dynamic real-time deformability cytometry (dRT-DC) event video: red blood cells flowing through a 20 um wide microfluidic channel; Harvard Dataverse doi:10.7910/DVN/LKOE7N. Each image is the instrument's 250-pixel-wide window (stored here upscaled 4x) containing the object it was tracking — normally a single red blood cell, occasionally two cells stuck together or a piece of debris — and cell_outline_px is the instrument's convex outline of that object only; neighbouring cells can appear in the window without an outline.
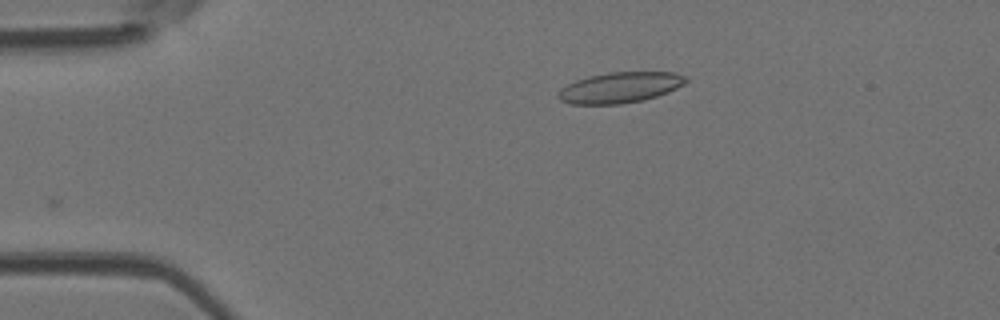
{"species": "Egyptian fruit bat (a non-hibernating species)", "species_latin": "Rousettus aegyptiacus", "temperature_condition": "room temperature", "stored_images_in_passage": 29, "camera_frame_rate_fps": 3000, "um_per_image_px": 0.085, "animal": {"sex": "female"}, "frame": {"image": 1, "passage_image": 1, "time_ms": 0.0, "image_size_px": [1000, 320], "cell_outline_px": [[688, 80], [684, 84], [668, 92], [644, 100], [620, 104], [572, 104], [560, 100], [556, 96], [560, 88], [576, 80], [588, 76], [608, 72], [672, 72], [684, 76]], "centroid_in_image_um": [52.67, 7.44], "position_along_channel_um": 32.3, "area_um2": 22.83}}
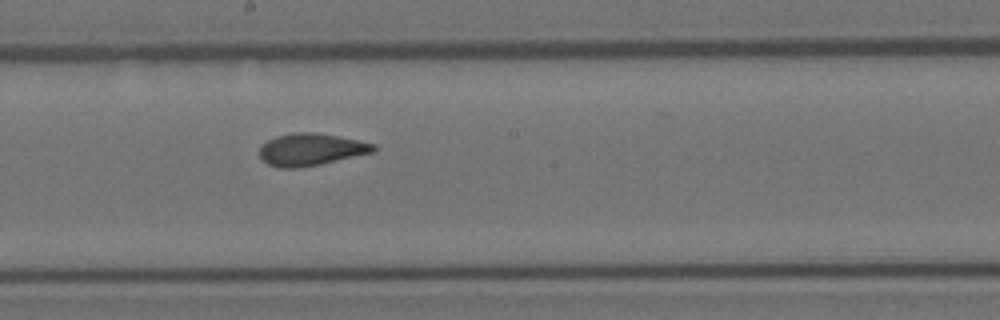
{"frame": {"image": 2, "passage_image": 18, "time_ms": 5.667, "image_size_px": [1000, 320], "cell_outline_px": [[376, 148], [372, 152], [320, 164], [300, 168], [276, 168], [268, 164], [260, 156], [260, 148], [268, 140], [276, 136], [292, 132], [316, 132], [376, 144]], "centroid_in_image_um": [26.39, 12.71], "position_along_channel_um": 221.8, "area_um2": 21.15}}
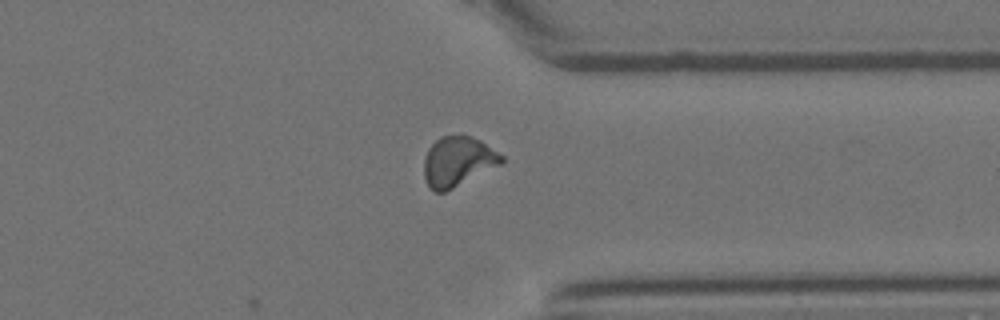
{"frame": {"image": 3, "passage_image": 29, "time_ms": 9.333, "image_size_px": [1000, 320], "cell_outline_px": [[504, 160], [500, 164], [444, 192], [436, 192], [428, 188], [424, 176], [424, 160], [428, 148], [440, 136], [468, 136], [480, 140], [504, 156]], "centroid_in_image_um": [38.88, 13.73], "position_along_channel_um": 372.5, "area_um2": 22.14}, "authors_computed_cell_mechanics": {"area_um2": 21.3282, "velocity_mm_per_s": 4.1805, "shape_relaxation_time_tau1_ms": 6.2078, "shape_relaxation_time_tau2_ms": 1.162, "deformation_change_tau1": 0.1655, "deformation_change_tau2": 0.0748}}